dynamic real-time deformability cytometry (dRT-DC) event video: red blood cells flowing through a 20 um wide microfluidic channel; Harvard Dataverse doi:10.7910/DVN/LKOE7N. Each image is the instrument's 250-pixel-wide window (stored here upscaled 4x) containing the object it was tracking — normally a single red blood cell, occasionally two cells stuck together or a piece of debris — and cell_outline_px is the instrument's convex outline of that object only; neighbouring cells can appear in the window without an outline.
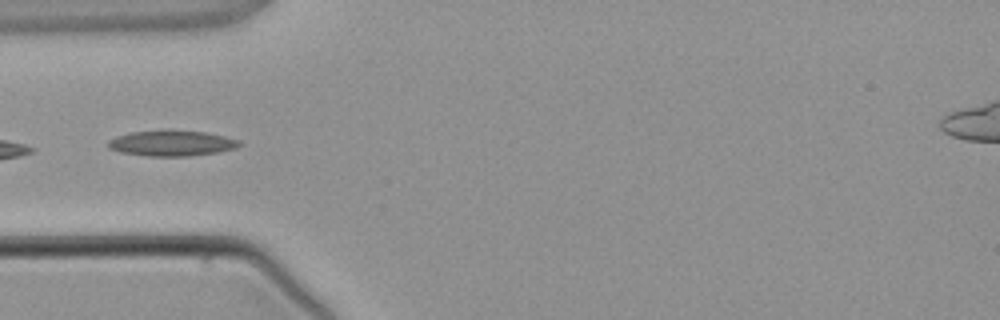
{"species": "common noctule bat (a hibernating species)", "species_latin": "Nyctalus noctula", "temperature_condition": "warm", "stored_images_in_passage": 4, "camera_frame_rate_fps": 3000, "um_per_image_px": 0.085, "animal": {"sex": "male", "body_mass_g": 21.5, "forearm_length_mm": 52.0}, "frame": {"image": 1, "passage_image": 3, "time_ms": 3.0, "image_size_px": [1000, 320], "cell_outline_px": [[244, 144], [236, 148], [216, 152], [188, 156], [148, 156], [120, 152], [108, 148], [108, 140], [116, 136], [132, 132], [168, 128], [208, 132], [240, 140]], "centroid_in_image_um": [14.61, 12.14], "position_along_channel_um": 70.4, "area_um2": 20.11}}
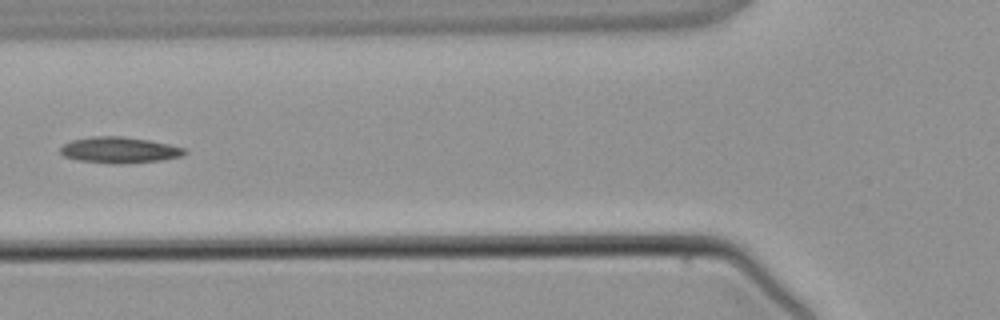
{"frame": {"image": 2, "passage_image": 4, "time_ms": 4.0, "image_size_px": [1000, 320], "cell_outline_px": [[188, 152], [180, 156], [160, 160], [116, 164], [112, 164], [76, 160], [64, 156], [60, 152], [60, 148], [64, 144], [72, 140], [92, 136], [120, 136], [148, 140], [168, 144], [184, 148]], "centroid_in_image_um": [10.11, 12.75], "position_along_channel_um": 115.7, "area_um2": 18.73}}